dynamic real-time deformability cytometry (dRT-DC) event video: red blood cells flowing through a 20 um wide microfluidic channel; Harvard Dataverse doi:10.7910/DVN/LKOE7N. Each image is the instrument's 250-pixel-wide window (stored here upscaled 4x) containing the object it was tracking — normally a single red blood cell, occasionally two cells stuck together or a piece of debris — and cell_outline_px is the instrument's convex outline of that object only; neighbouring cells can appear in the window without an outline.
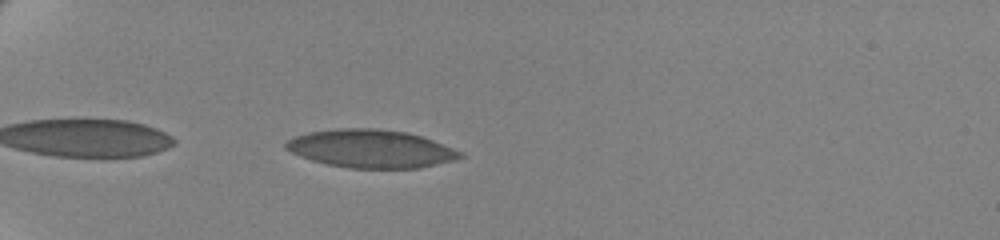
{"species": "human", "species_latin": "Homo sapiens", "temperature_condition": "cold", "stored_images_in_passage": 43, "camera_frame_rate_fps": 3000, "um_per_image_px": 0.085, "donor": {"sex": "female"}, "frame": {"image": 1, "passage_image": 3, "time_ms": 0.667, "image_size_px": [1000, 240], "cell_outline_px": [[464, 156], [456, 160], [420, 168], [348, 168], [328, 164], [312, 160], [300, 156], [284, 148], [284, 144], [288, 140], [296, 136], [308, 132], [336, 128], [376, 128], [408, 132], [432, 140], [464, 152]], "centroid_in_image_um": [31.55, 12.64], "position_along_channel_um": 53.5, "area_um2": 38.78}}
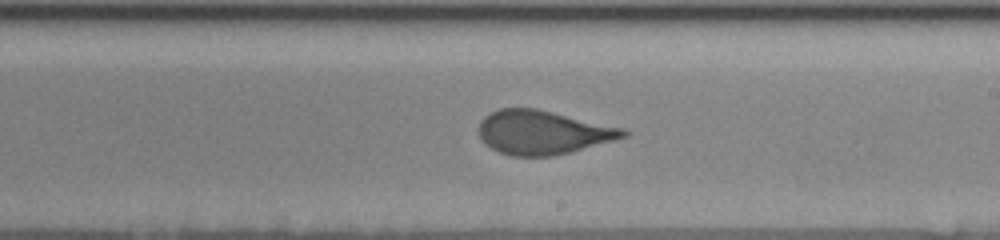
{"frame": {"image": 2, "passage_image": 22, "time_ms": 7.0, "image_size_px": [1000, 240], "cell_outline_px": [[628, 136], [568, 152], [552, 156], [512, 156], [500, 152], [484, 144], [480, 140], [480, 120], [488, 112], [500, 108], [536, 108], [624, 128], [628, 132]], "centroid_in_image_um": [46.1, 11.24], "position_along_channel_um": 242.9, "area_um2": 36.76}}
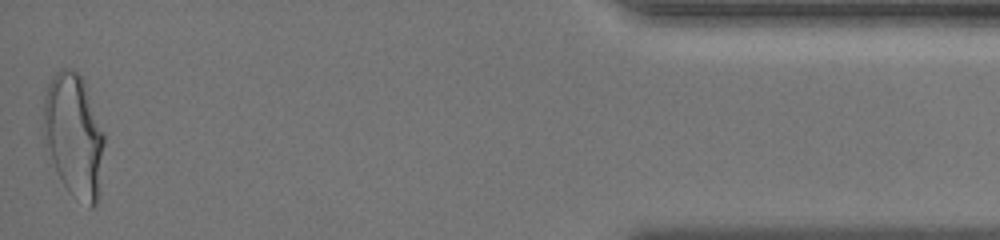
{"frame": {"image": 3, "passage_image": 43, "time_ms": 14.0, "image_size_px": [1000, 240], "cell_outline_px": [[104, 144], [100, 196], [96, 204], [92, 208], [88, 208], [72, 196], [68, 192], [44, 148], [44, 96], [48, 84], [52, 76], [60, 68], [68, 68], [76, 72], [84, 80], [104, 132]], "centroid_in_image_um": [6.29, 11.56], "position_along_channel_um": 428.9, "area_um2": 44.33}, "authors_computed_cell_mechanics": {"area_um2": 38.0324, "velocity_mm_per_s": 3.491, "shape_relaxation_time_tau1_ms": 4.8109, "shape_relaxation_time_tau2_ms": 0.7339, "deformation_change_tau1": 0.1714, "deformation_change_tau2": 0.0784}}